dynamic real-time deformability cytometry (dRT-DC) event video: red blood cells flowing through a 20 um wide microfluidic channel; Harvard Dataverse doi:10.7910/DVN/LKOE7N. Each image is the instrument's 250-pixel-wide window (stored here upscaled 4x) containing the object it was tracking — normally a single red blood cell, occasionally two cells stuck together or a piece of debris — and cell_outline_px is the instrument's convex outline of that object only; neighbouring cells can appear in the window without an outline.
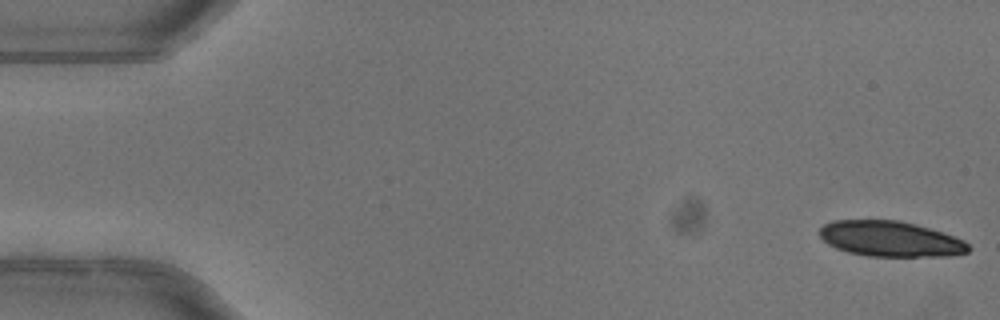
{"species": "common noctule bat (a hibernating species)", "species_latin": "Nyctalus noctula", "temperature_condition": "warm", "stored_images_in_passage": 16, "camera_frame_rate_fps": 3000, "um_per_image_px": 0.085, "animal": {"sex": "female"}, "frame": {"image": 1, "passage_image": 1, "time_ms": 0.0, "image_size_px": [1000, 320], "cell_outline_px": [[972, 248], [968, 252], [948, 256], [868, 256], [848, 252], [836, 248], [828, 244], [820, 236], [820, 228], [824, 224], [832, 220], [900, 220], [916, 224], [964, 240]], "centroid_in_image_um": [75.67, 20.3], "position_along_channel_um": 9.3, "area_um2": 30.69}}